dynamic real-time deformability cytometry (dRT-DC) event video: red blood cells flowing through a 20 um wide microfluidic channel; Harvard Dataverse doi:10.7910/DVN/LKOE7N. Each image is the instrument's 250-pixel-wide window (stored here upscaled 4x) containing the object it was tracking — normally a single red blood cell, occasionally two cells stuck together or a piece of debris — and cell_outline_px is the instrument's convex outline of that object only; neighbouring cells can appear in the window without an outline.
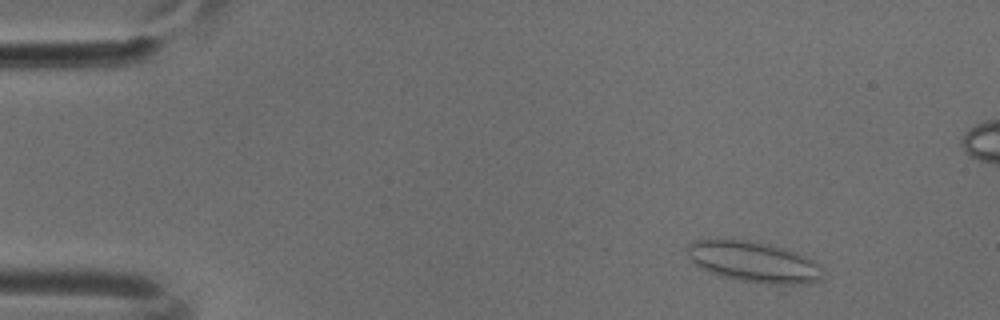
{"species": "common noctule bat (a hibernating species)", "species_latin": "Nyctalus noctula", "temperature_condition": "cold", "stored_images_in_passage": 49, "camera_frame_rate_fps": 3000, "um_per_image_px": 0.085, "animal": {"sex": "male", "body_mass_g": 18.8}, "frame": {"image": 1, "passage_image": 3, "time_ms": 0.667, "image_size_px": [1000, 320], "cell_outline_px": [[824, 276], [820, 280], [784, 292], [780, 292], [708, 272], [696, 264], [688, 256], [688, 244], [696, 240], [748, 240], [768, 244], [796, 252], [812, 260], [824, 268]], "centroid_in_image_um": [64.23, 22.4], "position_along_channel_um": 20.8, "area_um2": 34.04}}
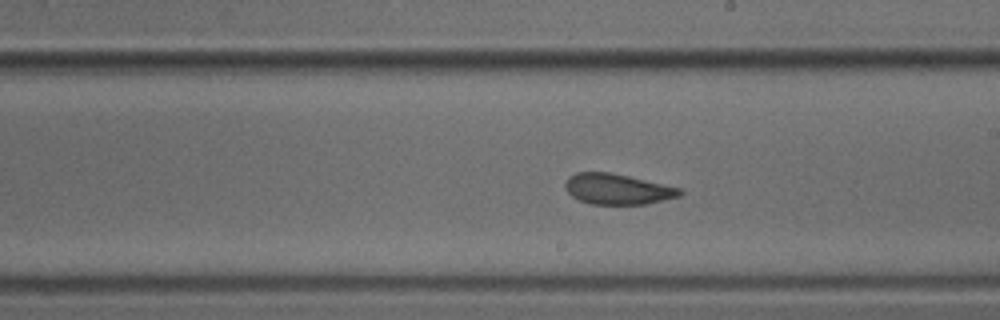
{"frame": {"image": 2, "passage_image": 26, "time_ms": 8.333, "image_size_px": [1000, 320], "cell_outline_px": [[684, 192], [680, 196], [648, 204], [592, 204], [580, 200], [572, 196], [568, 192], [564, 184], [568, 176], [576, 172], [608, 172], [628, 176], [664, 184], [680, 188]], "centroid_in_image_um": [52.49, 16.07], "position_along_channel_um": 236.5, "area_um2": 20.4}}
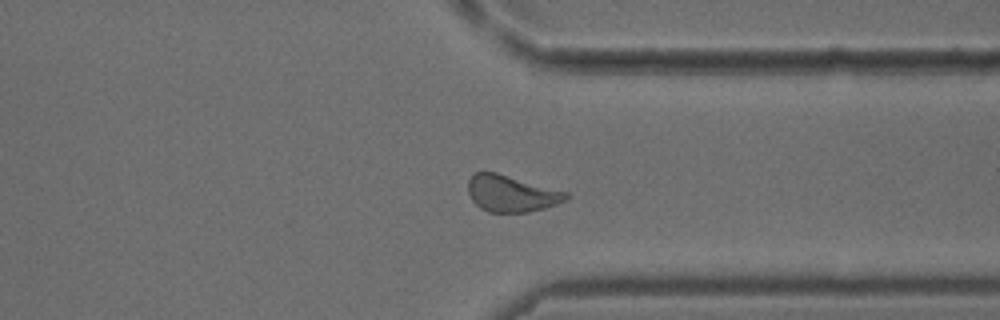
{"frame": {"image": 3, "passage_image": 36, "time_ms": 11.667, "image_size_px": [1000, 320], "cell_outline_px": [[568, 196], [564, 200], [556, 204], [544, 208], [528, 212], [488, 212], [480, 208], [472, 200], [468, 192], [468, 180], [476, 172], [496, 172], [568, 192]], "centroid_in_image_um": [43.44, 16.45], "position_along_channel_um": 368.0, "area_um2": 20.69}}